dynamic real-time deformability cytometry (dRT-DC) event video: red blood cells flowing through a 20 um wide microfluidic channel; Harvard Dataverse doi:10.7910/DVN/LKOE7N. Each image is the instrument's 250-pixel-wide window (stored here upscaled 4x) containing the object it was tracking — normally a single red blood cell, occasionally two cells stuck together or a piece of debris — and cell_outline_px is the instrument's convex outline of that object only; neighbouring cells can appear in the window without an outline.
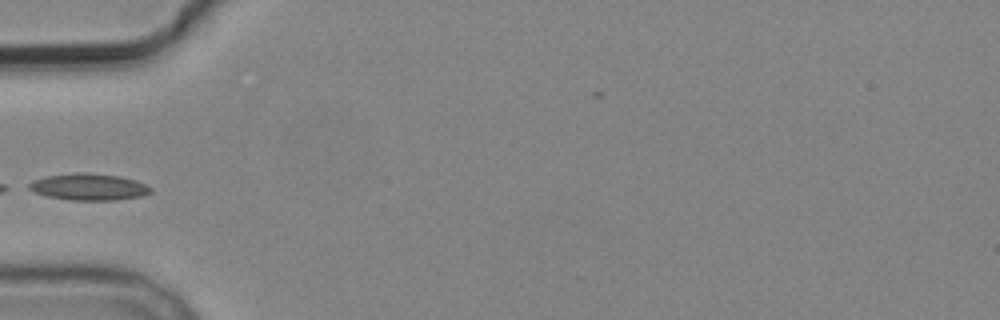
{"species": "common noctule bat (a hibernating species)", "species_latin": "Nyctalus noctula", "temperature_condition": "cold", "stored_images_in_passage": 4, "camera_frame_rate_fps": 3000, "um_per_image_px": 0.085, "animal": {"sex": "male", "body_mass_g": 19.2, "forearm_length_mm": 51.8}, "frame": {"image": 1, "passage_image": 3, "time_ms": 3.0, "image_size_px": [1000, 320], "cell_outline_px": [[152, 192], [144, 196], [116, 200], [68, 200], [48, 196], [36, 192], [28, 188], [28, 184], [32, 180], [44, 176], [76, 172], [88, 172], [120, 176], [136, 180], [152, 188]], "centroid_in_image_um": [7.56, 15.88], "position_along_channel_um": 77.4, "area_um2": 19.13}}